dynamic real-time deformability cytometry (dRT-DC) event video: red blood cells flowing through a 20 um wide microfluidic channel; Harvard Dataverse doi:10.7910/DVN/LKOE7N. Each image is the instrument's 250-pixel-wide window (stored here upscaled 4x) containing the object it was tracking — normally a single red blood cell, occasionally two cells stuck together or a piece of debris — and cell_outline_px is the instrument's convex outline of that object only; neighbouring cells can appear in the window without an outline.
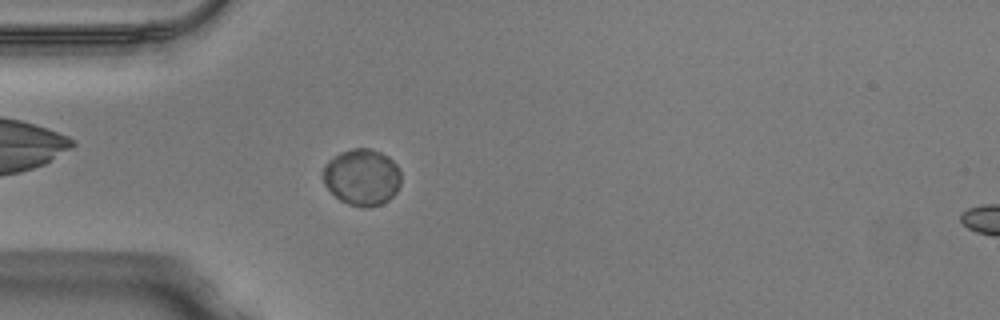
{"species": "Egyptian fruit bat (a non-hibernating species)", "species_latin": "Rousettus aegyptiacus", "temperature_condition": "warm", "stored_images_in_passage": 46, "camera_frame_rate_fps": 3000, "um_per_image_px": 0.085, "animal": {"sex": "male"}, "frame": {"image": 1, "passage_image": 11, "time_ms": 3.333, "image_size_px": [1000, 320], "cell_outline_px": [[400, 184], [396, 192], [388, 200], [380, 204], [368, 208], [364, 208], [348, 204], [340, 200], [324, 184], [324, 164], [328, 160], [340, 152], [352, 148], [368, 148], [380, 152], [388, 156], [400, 168]], "centroid_in_image_um": [30.78, 15.05], "position_along_channel_um": 54.2, "area_um2": 25.72}}
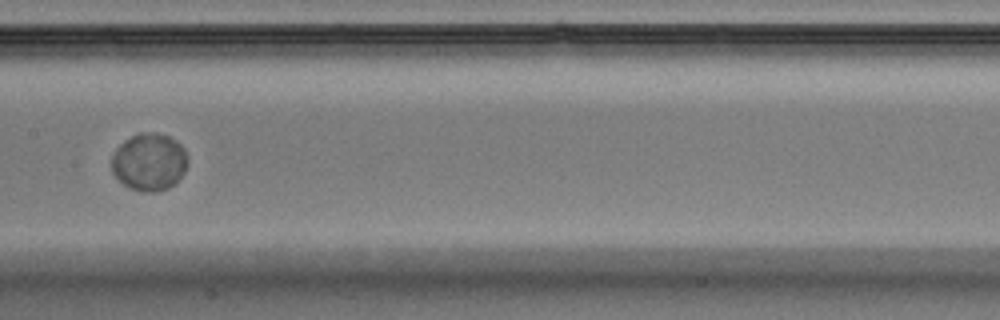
{"frame": {"image": 2, "passage_image": 22, "time_ms": 7.0, "image_size_px": [1000, 320], "cell_outline_px": [[188, 164], [184, 172], [168, 188], [152, 192], [148, 192], [132, 188], [124, 184], [112, 172], [112, 156], [116, 148], [124, 140], [140, 132], [156, 132], [168, 136], [180, 144], [184, 148], [188, 160]], "centroid_in_image_um": [12.68, 13.74], "position_along_channel_um": 194.7, "area_um2": 25.2}}
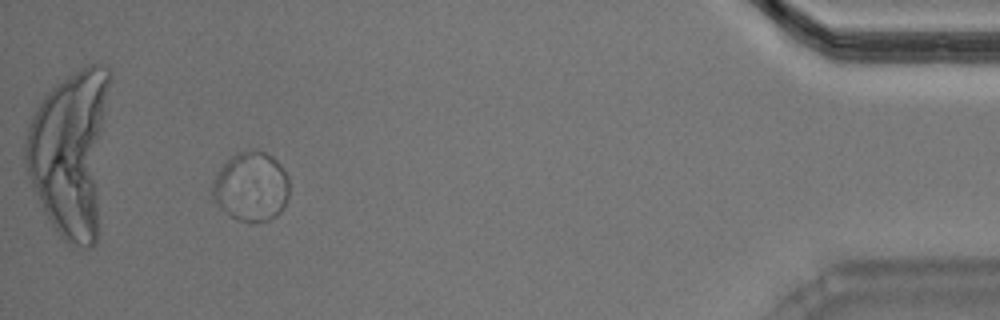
{"frame": {"image": 3, "passage_image": 43, "time_ms": 14.0, "image_size_px": [1000, 320], "cell_outline_px": [[288, 196], [280, 212], [276, 216], [268, 220], [256, 224], [236, 220], [216, 204], [212, 200], [212, 184], [216, 172], [236, 152], [252, 148], [264, 152], [272, 156], [280, 164], [288, 176]], "centroid_in_image_um": [21.33, 15.87], "position_along_channel_um": 413.9, "area_um2": 31.5}, "authors_computed_cell_mechanics": {"area_um2": 25.6921, "velocity_mm_per_s": 3.999, "shape_relaxation_time_tau1_ms": 1.4293, "shape_relaxation_time_tau2_ms": null, "deformation_change_tau1": 0.023, "deformation_change_tau2": null}}